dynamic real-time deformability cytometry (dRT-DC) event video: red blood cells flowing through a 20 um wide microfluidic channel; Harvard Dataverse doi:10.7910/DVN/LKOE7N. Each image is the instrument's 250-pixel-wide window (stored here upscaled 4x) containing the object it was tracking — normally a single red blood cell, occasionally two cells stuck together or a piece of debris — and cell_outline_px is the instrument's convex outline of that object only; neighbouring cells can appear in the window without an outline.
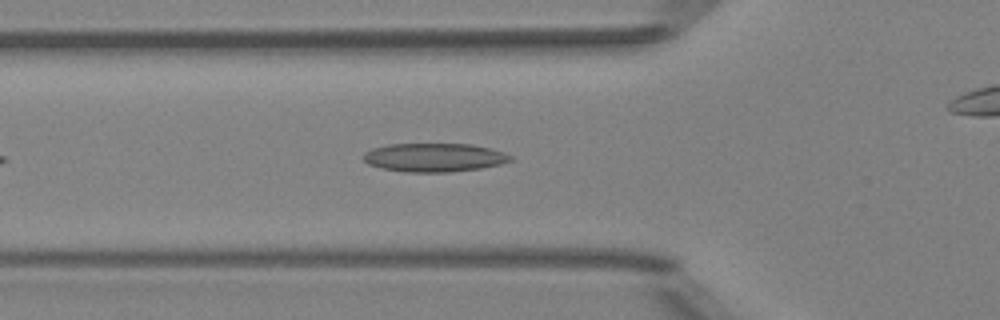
{"species": "Egyptian fruit bat (a non-hibernating species)", "species_latin": "Rousettus aegyptiacus", "temperature_condition": "room temperature", "stored_images_in_passage": 41, "camera_frame_rate_fps": 3000, "um_per_image_px": 0.085, "animal": {"sex": "female"}, "frame": {"image": 1, "passage_image": 7, "time_ms": 2.0, "image_size_px": [1000, 320], "cell_outline_px": [[512, 160], [500, 164], [480, 168], [448, 172], [404, 172], [380, 168], [368, 164], [364, 160], [364, 152], [372, 148], [388, 144], [472, 144], [492, 148], [504, 152], [512, 156]], "centroid_in_image_um": [36.9, 13.38], "position_along_channel_um": 88.9, "area_um2": 24.62}}
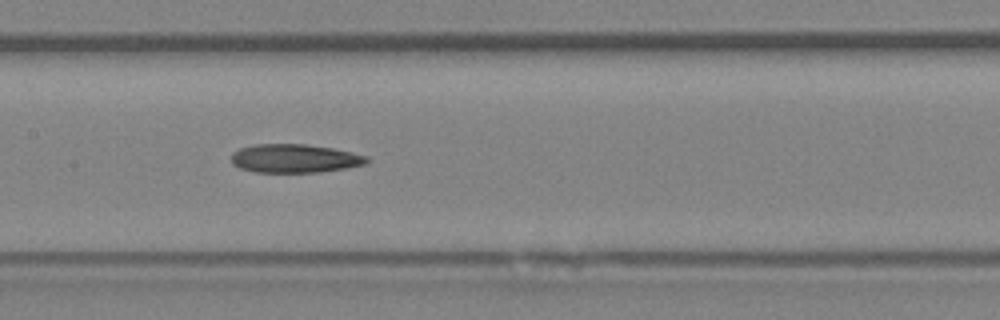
{"frame": {"image": 2, "passage_image": 14, "time_ms": 4.333, "image_size_px": [1000, 320], "cell_outline_px": [[372, 160], [364, 164], [344, 168], [320, 172], [256, 172], [240, 168], [232, 164], [232, 152], [240, 148], [256, 144], [304, 144], [332, 148], [352, 152], [368, 156]], "centroid_in_image_um": [25.06, 13.46], "position_along_channel_um": 182.3, "area_um2": 22.54}}
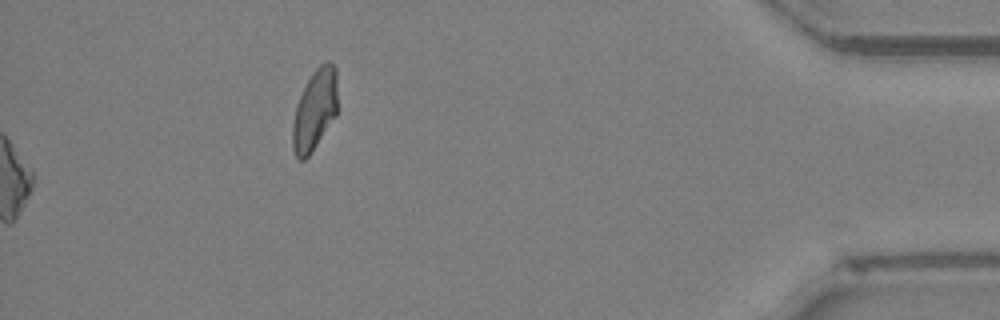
{"frame": {"image": 3, "passage_image": 41, "time_ms": 13.333, "image_size_px": [1000, 320], "cell_outline_px": [[336, 116], [308, 156], [304, 160], [300, 160], [296, 156], [292, 148], [292, 124], [296, 104], [308, 80], [316, 68], [320, 64], [328, 60], [336, 68]], "centroid_in_image_um": [26.74, 9.35], "position_along_channel_um": 408.5, "area_um2": 20.92}}